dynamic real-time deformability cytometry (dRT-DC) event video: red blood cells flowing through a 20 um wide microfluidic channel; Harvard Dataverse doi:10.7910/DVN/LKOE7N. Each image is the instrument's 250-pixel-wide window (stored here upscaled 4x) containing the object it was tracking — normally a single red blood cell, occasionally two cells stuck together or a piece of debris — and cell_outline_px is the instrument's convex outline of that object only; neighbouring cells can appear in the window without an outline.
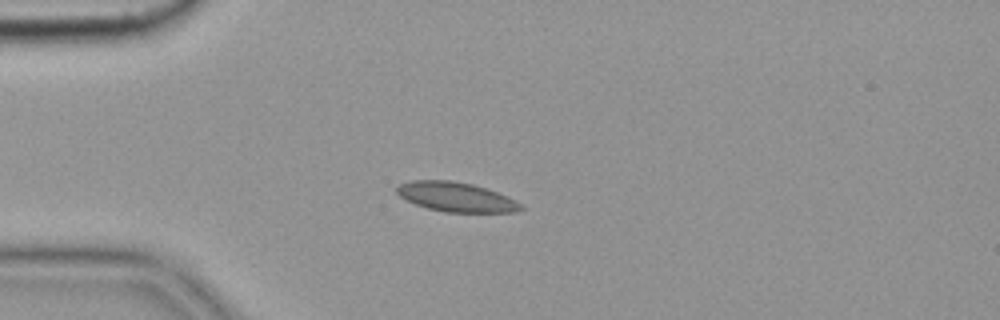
{"species": "common noctule bat (a hibernating species)", "species_latin": "Nyctalus noctula", "temperature_condition": "cold", "stored_images_in_passage": 3, "camera_frame_rate_fps": 3000, "um_per_image_px": 0.085, "animal": {"sex": "female", "body_mass_g": 19.9}, "frame": {"image": 1, "passage_image": 3, "time_ms": 0.667, "image_size_px": [1000, 320], "cell_outline_px": [[524, 208], [516, 212], [444, 212], [428, 208], [416, 204], [400, 196], [396, 192], [396, 188], [400, 184], [412, 180], [452, 180], [472, 184], [496, 192], [516, 200], [524, 204]], "centroid_in_image_um": [38.79, 16.74], "position_along_channel_um": 46.2, "area_um2": 21.21}}